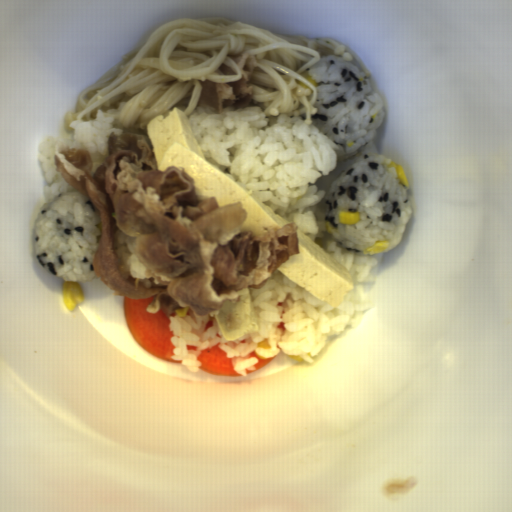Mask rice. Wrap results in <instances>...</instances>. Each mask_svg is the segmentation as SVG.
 <instances>
[{"mask_svg": "<svg viewBox=\"0 0 512 512\" xmlns=\"http://www.w3.org/2000/svg\"><path fill=\"white\" fill-rule=\"evenodd\" d=\"M33 231L39 264L64 282H89L98 276L94 259L100 245L101 212L78 190L42 205Z\"/></svg>", "mask_w": 512, "mask_h": 512, "instance_id": "4", "label": "rice"}, {"mask_svg": "<svg viewBox=\"0 0 512 512\" xmlns=\"http://www.w3.org/2000/svg\"><path fill=\"white\" fill-rule=\"evenodd\" d=\"M187 118L206 161L253 191L275 214L297 223L300 231L348 270L354 289L333 308L276 268L261 289L249 287L257 333L228 341L213 311L195 316L190 307L179 306L168 316L175 347L171 359L181 361L190 373H198L203 371L198 360L201 350H211L218 343L240 377L257 370L259 359L278 355L296 356L312 364L331 339L373 305L365 286L372 284L378 263L371 254L344 248L328 233L325 200L339 161L335 142L313 122L306 125V113L266 116L263 103L253 98L246 108L224 105L222 113L196 105ZM263 339L270 349L257 348ZM252 352L255 356L249 357Z\"/></svg>", "mask_w": 512, "mask_h": 512, "instance_id": "1", "label": "rice"}, {"mask_svg": "<svg viewBox=\"0 0 512 512\" xmlns=\"http://www.w3.org/2000/svg\"><path fill=\"white\" fill-rule=\"evenodd\" d=\"M391 161L376 152L364 153L332 182L324 200L325 224L332 238L349 251L364 253L376 241H388L384 253L398 246L413 214L408 187L400 182ZM340 211L360 213L357 224H341Z\"/></svg>", "mask_w": 512, "mask_h": 512, "instance_id": "2", "label": "rice"}, {"mask_svg": "<svg viewBox=\"0 0 512 512\" xmlns=\"http://www.w3.org/2000/svg\"><path fill=\"white\" fill-rule=\"evenodd\" d=\"M305 70L316 81L314 128L334 142L339 162L354 159L365 151L384 121L380 94L354 56L344 60L342 54L323 55Z\"/></svg>", "mask_w": 512, "mask_h": 512, "instance_id": "3", "label": "rice"}, {"mask_svg": "<svg viewBox=\"0 0 512 512\" xmlns=\"http://www.w3.org/2000/svg\"><path fill=\"white\" fill-rule=\"evenodd\" d=\"M114 116L111 114L105 117L103 110L99 108L95 119L89 121L75 119L68 125L73 130L67 131L65 128L60 138L50 136L40 142L37 148V159L44 171V189L49 202L63 193L78 191L63 179L60 171H56V165H54L56 144L87 149L92 159L90 176L93 178L104 159L110 156L108 140L112 132L116 135L144 134L149 139L147 129L125 128Z\"/></svg>", "mask_w": 512, "mask_h": 512, "instance_id": "5", "label": "rice"}]
</instances>
